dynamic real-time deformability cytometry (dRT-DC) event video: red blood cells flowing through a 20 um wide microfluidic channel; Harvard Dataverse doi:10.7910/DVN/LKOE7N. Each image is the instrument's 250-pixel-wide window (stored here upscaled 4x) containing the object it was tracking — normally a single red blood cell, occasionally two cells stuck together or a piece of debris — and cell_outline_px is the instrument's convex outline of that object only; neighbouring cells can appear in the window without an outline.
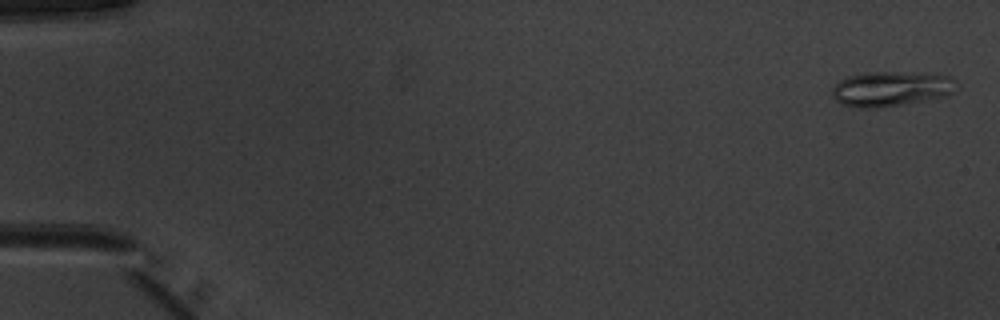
{"species": "common noctule bat (a hibernating species)", "species_latin": "Nyctalus noctula", "temperature_condition": "warm", "stored_images_in_passage": 10, "camera_frame_rate_fps": 3000, "um_per_image_px": 0.085, "animal": {"sex": "male", "body_mass_g": 20.1, "forearm_length_mm": 53.5}, "frame": {"image": 1, "passage_image": 2, "time_ms": 0.333, "image_size_px": [1000, 320], "cell_outline_px": [[960, 88], [948, 96], [876, 108], [860, 108], [840, 104], [832, 96], [832, 88], [840, 80], [848, 76], [864, 72], [932, 72], [948, 76]], "centroid_in_image_um": [75.77, 7.53], "position_along_channel_um": 9.2, "area_um2": 25.66}}